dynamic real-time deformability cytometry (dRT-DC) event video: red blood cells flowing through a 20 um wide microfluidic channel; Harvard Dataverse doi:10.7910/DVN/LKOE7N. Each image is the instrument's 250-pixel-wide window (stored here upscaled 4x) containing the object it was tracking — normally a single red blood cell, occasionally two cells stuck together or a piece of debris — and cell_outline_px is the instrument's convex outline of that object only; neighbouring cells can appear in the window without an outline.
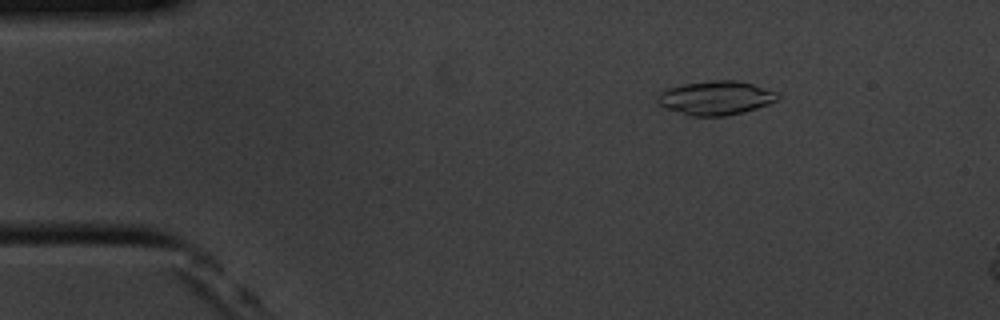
{"species": "common noctule bat (a hibernating species)", "species_latin": "Nyctalus noctula", "temperature_condition": "cold", "stored_images_in_passage": 15, "camera_frame_rate_fps": 3000, "um_per_image_px": 0.085, "animal": {"sex": "male", "body_mass_g": 20.1, "forearm_length_mm": 53.5}, "frame": {"image": 1, "passage_image": 9, "time_ms": 2.667, "image_size_px": [1000, 320], "cell_outline_px": [[780, 100], [744, 112], [724, 116], [688, 116], [660, 108], [656, 100], [660, 92], [668, 88], [684, 84], [716, 80], [736, 80], [752, 84], [780, 92]], "centroid_in_image_um": [60.83, 8.34], "position_along_channel_um": 24.2, "area_um2": 24.16}}